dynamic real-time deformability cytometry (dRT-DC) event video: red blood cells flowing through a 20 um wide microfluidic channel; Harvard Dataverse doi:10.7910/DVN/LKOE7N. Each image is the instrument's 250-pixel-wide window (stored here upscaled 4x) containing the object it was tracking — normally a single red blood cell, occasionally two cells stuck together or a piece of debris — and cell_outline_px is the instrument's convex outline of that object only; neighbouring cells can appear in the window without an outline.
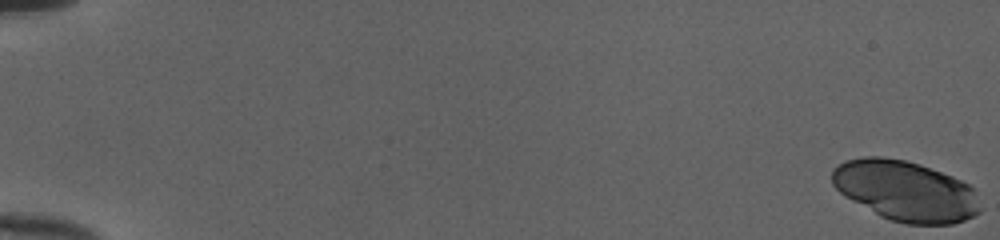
{"species": "human", "species_latin": "Homo sapiens", "temperature_condition": "cold", "stored_images_in_passage": 53, "camera_frame_rate_fps": 3000, "um_per_image_px": 0.085, "donor": {"sex": "female"}, "frame": {"image": 1, "passage_image": 1, "time_ms": 0.0, "image_size_px": [1000, 240], "cell_outline_px": [[980, 212], [964, 220], [952, 224], [908, 224], [892, 220], [880, 216], [844, 196], [832, 184], [832, 168], [844, 160], [864, 156], [880, 156], [904, 160], [920, 164], [952, 176], [968, 184], [972, 188], [980, 208]], "centroid_in_image_um": [76.92, 16.21], "position_along_channel_um": 8.1, "area_um2": 51.9}}
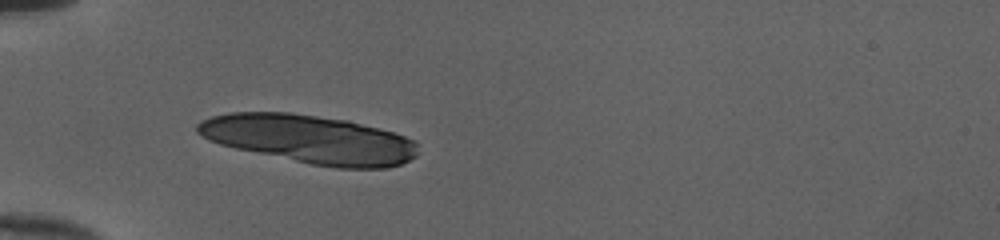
{"frame": {"image": 2, "passage_image": 19, "time_ms": 6.0, "image_size_px": [1000, 240], "cell_outline_px": [[416, 156], [400, 164], [384, 168], [336, 168], [312, 164], [236, 148], [220, 144], [208, 140], [196, 132], [196, 124], [200, 120], [212, 116], [228, 112], [292, 112], [348, 120], [392, 132], [404, 136], [412, 140], [416, 144]], "centroid_in_image_um": [26.27, 11.82], "position_along_channel_um": 58.7, "area_um2": 61.96}}